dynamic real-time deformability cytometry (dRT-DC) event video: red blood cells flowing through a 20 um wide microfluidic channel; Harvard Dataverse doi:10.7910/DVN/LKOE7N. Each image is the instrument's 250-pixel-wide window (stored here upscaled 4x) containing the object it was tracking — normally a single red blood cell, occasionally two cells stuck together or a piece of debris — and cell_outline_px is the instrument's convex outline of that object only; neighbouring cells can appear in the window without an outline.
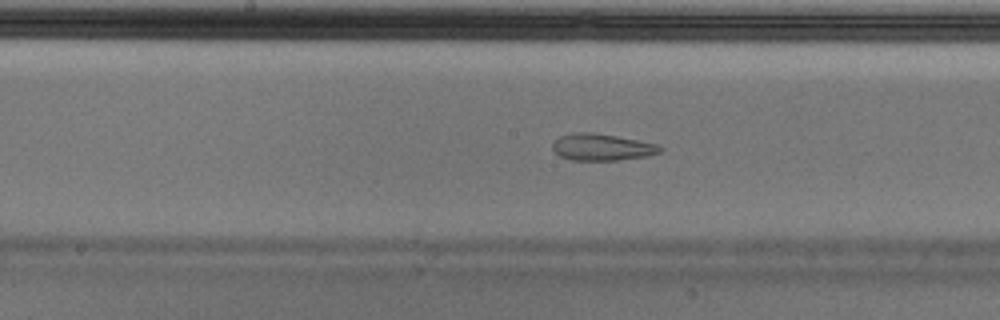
{"species": "Egyptian fruit bat (a non-hibernating species)", "species_latin": "Rousettus aegyptiacus", "temperature_condition": "cold", "stored_images_in_passage": 55, "camera_frame_rate_fps": 3000, "um_per_image_px": 0.085, "animal": {"sex": "male"}, "frame": {"image": 1, "passage_image": 28, "time_ms": 9.0, "image_size_px": [1000, 320], "cell_outline_px": [[664, 148], [660, 152], [648, 156], [616, 160], [572, 160], [560, 156], [552, 148], [552, 144], [560, 136], [572, 132], [592, 132], [616, 136], [656, 144]], "centroid_in_image_um": [51.15, 12.5], "position_along_channel_um": 197.1, "area_um2": 16.65}}
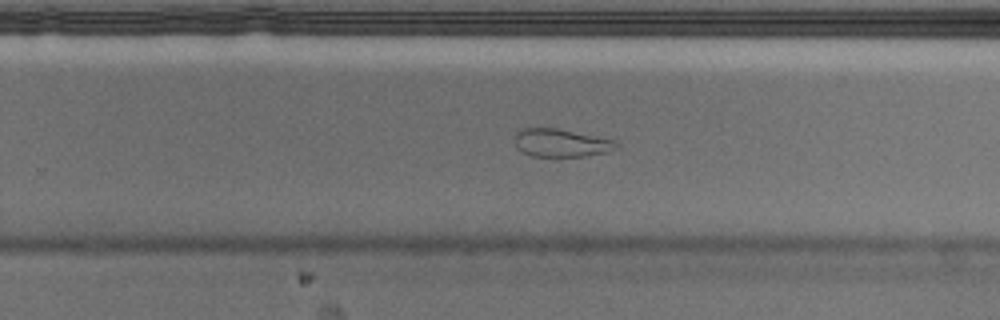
{"frame": {"image": 2, "passage_image": 35, "time_ms": 11.333, "image_size_px": [1000, 320], "cell_outline_px": [[620, 148], [608, 152], [584, 156], [532, 156], [516, 148], [516, 132], [524, 128], [556, 128], [616, 140], [620, 144]], "centroid_in_image_um": [47.76, 12.15], "position_along_channel_um": 282.0, "area_um2": 16.59}}
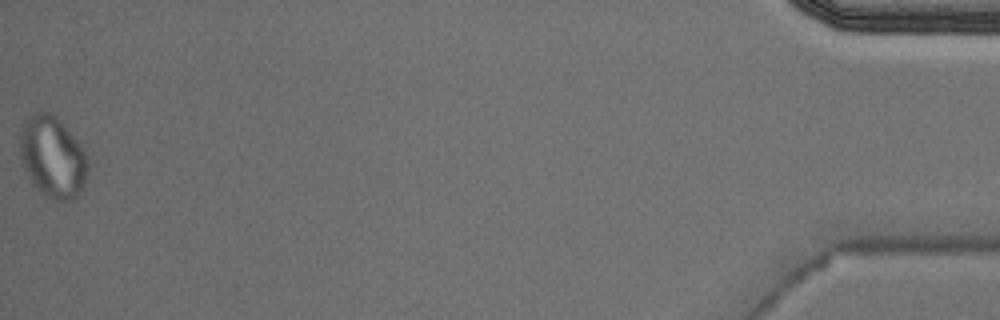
{"frame": {"image": 3, "passage_image": 55, "time_ms": 18.0, "image_size_px": [1000, 320], "cell_outline_px": [[88, 168], [84, 184], [76, 200], [52, 200], [44, 196], [32, 184], [24, 168], [20, 156], [20, 132], [24, 124], [32, 112], [48, 112], [56, 116], [80, 144], [88, 156]], "centroid_in_image_um": [4.48, 13.38], "position_along_channel_um": 430.7, "area_um2": 32.37}, "authors_computed_cell_mechanics": {"area_um2": 18.785, "velocity_mm_per_s": 3.6608, "shape_relaxation_time_tau1_ms": null, "shape_relaxation_time_tau2_ms": 1.6195, "deformation_change_tau1": null, "deformation_change_tau2": 0.0604}}